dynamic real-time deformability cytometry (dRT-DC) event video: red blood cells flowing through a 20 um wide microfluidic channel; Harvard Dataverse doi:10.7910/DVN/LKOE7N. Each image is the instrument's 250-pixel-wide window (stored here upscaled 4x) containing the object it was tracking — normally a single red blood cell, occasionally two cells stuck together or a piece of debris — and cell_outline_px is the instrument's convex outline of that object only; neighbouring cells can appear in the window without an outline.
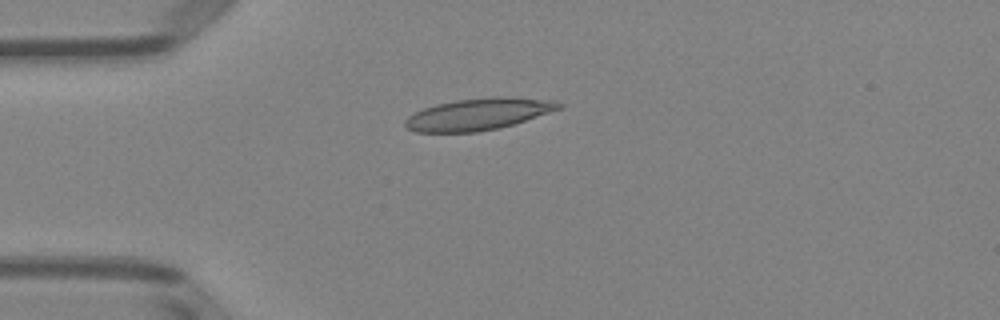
{"species": "Egyptian fruit bat (a non-hibernating species)", "species_latin": "Rousettus aegyptiacus", "temperature_condition": "room temperature", "stored_images_in_passage": 7, "camera_frame_rate_fps": 3000, "um_per_image_px": 0.085, "animal": {"sex": "female"}, "frame": {"image": 1, "passage_image": 4, "time_ms": 3.667, "image_size_px": [1000, 320], "cell_outline_px": [[564, 108], [512, 124], [496, 128], [476, 132], [416, 132], [408, 128], [404, 124], [404, 120], [408, 116], [424, 108], [436, 104], [456, 100], [496, 96], [500, 96], [556, 100], [564, 104]], "centroid_in_image_um": [40.7, 9.69], "position_along_channel_um": 44.3, "area_um2": 28.38}}
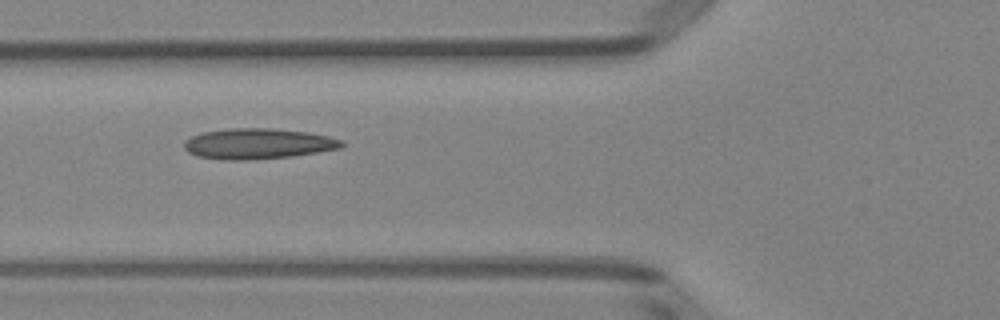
{"frame": {"image": 2, "passage_image": 6, "time_ms": 5.667, "image_size_px": [1000, 320], "cell_outline_px": [[344, 144], [340, 148], [292, 156], [248, 160], [220, 160], [196, 156], [188, 152], [184, 148], [184, 140], [200, 132], [232, 128], [272, 128], [308, 132], [328, 136], [344, 140]], "centroid_in_image_um": [21.89, 12.21], "position_along_channel_um": 103.9, "area_um2": 28.26}}
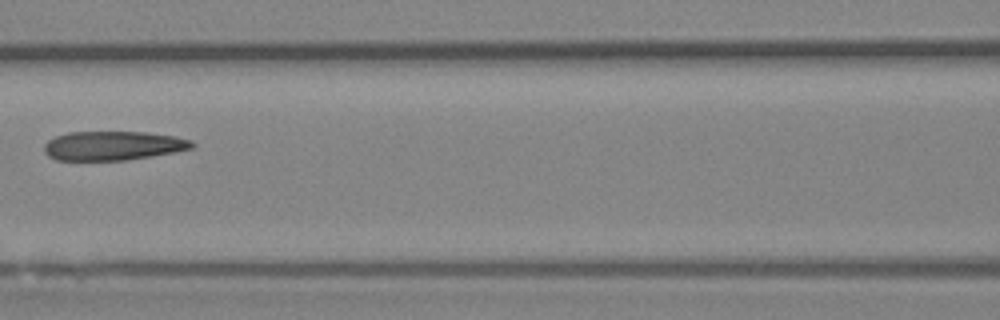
{"frame": {"image": 3, "passage_image": 7, "time_ms": 7.0, "image_size_px": [1000, 320], "cell_outline_px": [[196, 144], [192, 148], [152, 156], [124, 160], [56, 160], [48, 156], [44, 152], [44, 144], [48, 140], [56, 136], [68, 132], [144, 132], [176, 136], [192, 140]], "centroid_in_image_um": [9.6, 12.38], "position_along_channel_um": 157.0, "area_um2": 25.09}}